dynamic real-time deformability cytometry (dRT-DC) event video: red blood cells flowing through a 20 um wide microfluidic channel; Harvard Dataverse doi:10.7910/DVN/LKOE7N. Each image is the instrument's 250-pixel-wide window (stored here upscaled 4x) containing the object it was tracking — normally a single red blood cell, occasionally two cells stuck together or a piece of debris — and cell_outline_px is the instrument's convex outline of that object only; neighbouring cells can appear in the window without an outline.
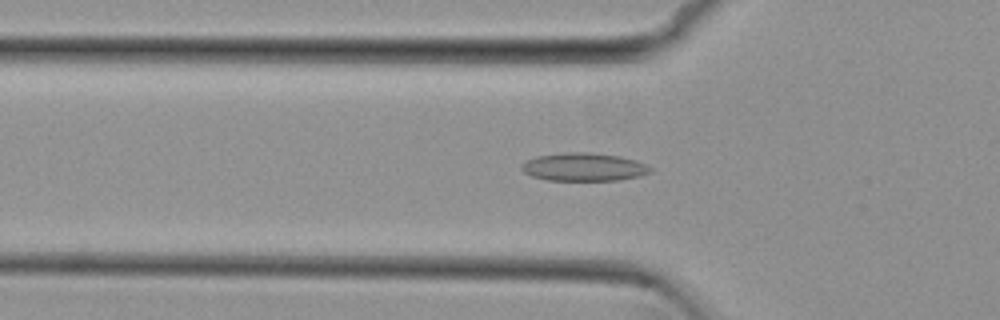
{"species": "common noctule bat (a hibernating species)", "species_latin": "Nyctalus noctula", "temperature_condition": "cold", "stored_images_in_passage": 54, "camera_frame_rate_fps": 3000, "um_per_image_px": 0.085, "animal": {"sex": "female", "body_mass_g": 29.2, "forearm_length_mm": 56.3}, "frame": {"image": 1, "passage_image": 18, "time_ms": 5.667, "image_size_px": [1000, 320], "cell_outline_px": [[652, 172], [640, 176], [620, 180], [548, 180], [532, 176], [524, 172], [520, 168], [520, 164], [536, 156], [564, 152], [588, 152], [620, 156], [636, 160], [652, 168]], "centroid_in_image_um": [49.62, 14.19], "position_along_channel_um": 76.2, "area_um2": 21.15}}
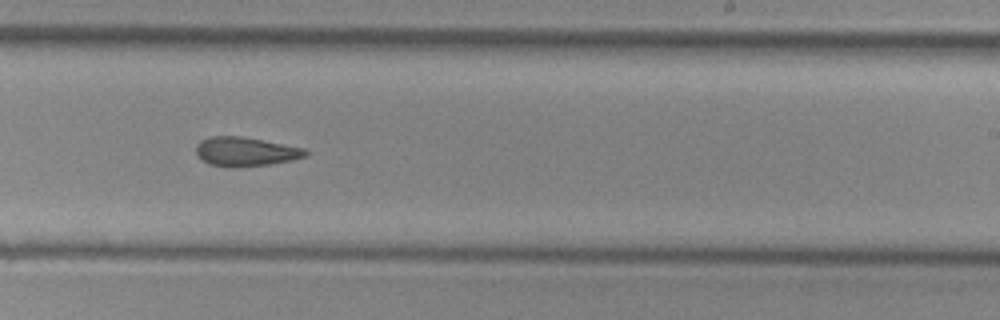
{"frame": {"image": 2, "passage_image": 33, "time_ms": 10.667, "image_size_px": [1000, 320], "cell_outline_px": [[308, 156], [292, 160], [268, 164], [236, 168], [232, 168], [208, 164], [196, 152], [196, 144], [200, 140], [212, 136], [240, 136], [264, 140], [304, 148], [308, 152]], "centroid_in_image_um": [20.87, 12.89], "position_along_channel_um": 268.1, "area_um2": 18.61}}
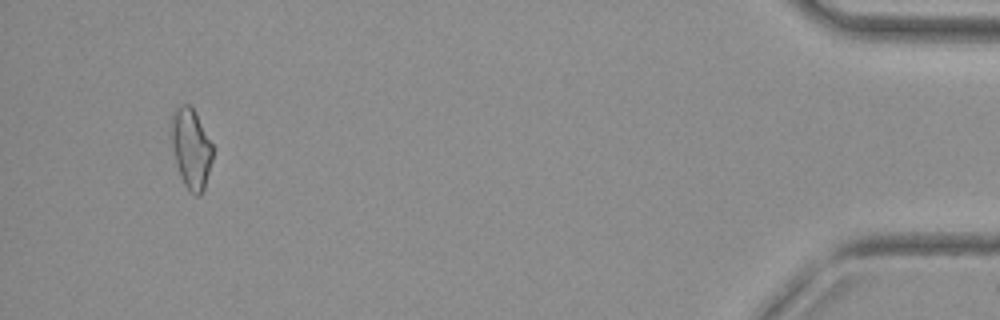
{"frame": {"image": 3, "passage_image": 51, "time_ms": 16.667, "image_size_px": [1000, 320], "cell_outline_px": [[212, 160], [204, 192], [200, 196], [196, 196], [184, 184], [180, 176], [176, 164], [172, 144], [172, 116], [176, 108], [180, 104], [188, 104], [192, 108], [212, 144]], "centroid_in_image_um": [16.25, 12.67], "position_along_channel_um": 419.0, "area_um2": 18.9}, "authors_computed_cell_mechanics": {"area_um2": 19.2474, "velocity_mm_per_s": 3.8285, "shape_relaxation_time_tau1_ms": null, "shape_relaxation_time_tau2_ms": 4.6675, "deformation_change_tau1": null, "deformation_change_tau2": 0.1215}}